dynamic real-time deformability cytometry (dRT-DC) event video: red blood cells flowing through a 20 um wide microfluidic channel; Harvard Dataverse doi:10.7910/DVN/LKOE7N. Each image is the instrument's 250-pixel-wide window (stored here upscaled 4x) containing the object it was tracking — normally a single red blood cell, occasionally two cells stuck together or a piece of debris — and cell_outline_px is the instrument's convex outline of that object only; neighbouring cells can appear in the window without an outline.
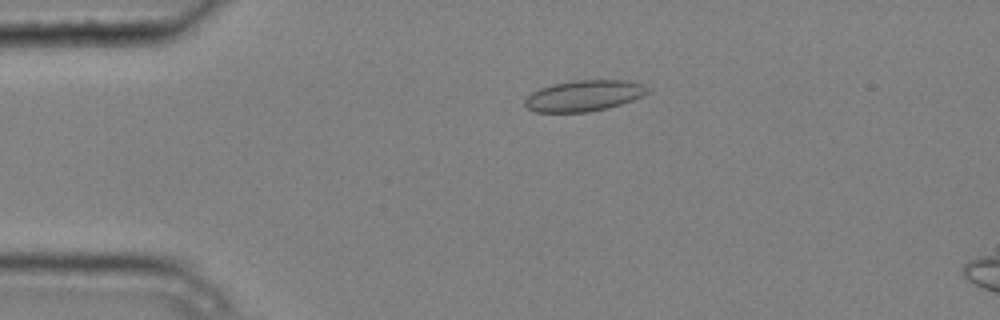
{"species": "common noctule bat (a hibernating species)", "species_latin": "Nyctalus noctula", "temperature_condition": "cold", "stored_images_in_passage": 5, "camera_frame_rate_fps": 3000, "um_per_image_px": 0.085, "animal": {"sex": "male", "body_mass_g": 20.4}, "frame": {"image": 1, "passage_image": 4, "time_ms": 1.0, "image_size_px": [1000, 320], "cell_outline_px": [[648, 92], [632, 100], [608, 108], [588, 112], [536, 112], [528, 108], [524, 104], [524, 100], [532, 92], [540, 88], [552, 84], [576, 80], [628, 80], [644, 84], [648, 88]], "centroid_in_image_um": [49.62, 8.13], "position_along_channel_um": 35.4, "area_um2": 22.08}}